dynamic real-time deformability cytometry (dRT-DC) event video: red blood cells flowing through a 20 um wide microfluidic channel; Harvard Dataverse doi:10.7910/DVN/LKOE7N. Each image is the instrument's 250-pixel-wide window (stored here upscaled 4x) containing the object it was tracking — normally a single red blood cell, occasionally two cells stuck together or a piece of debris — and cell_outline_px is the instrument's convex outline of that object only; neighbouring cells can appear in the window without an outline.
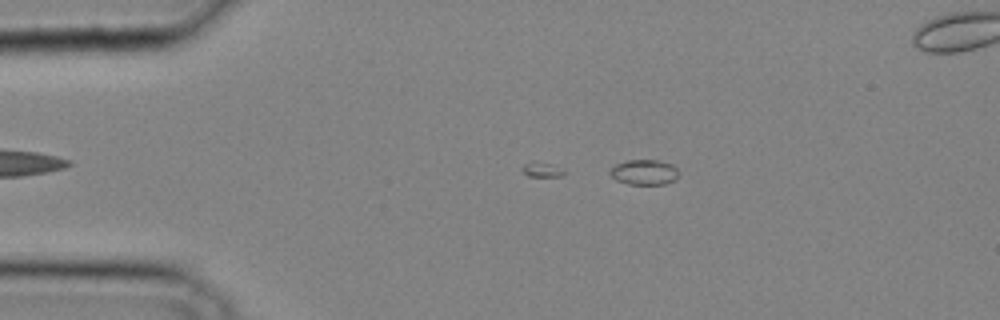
{"species": "common noctule bat (a hibernating species)", "species_latin": "Nyctalus noctula", "temperature_condition": "cold", "stored_images_in_passage": 2, "camera_frame_rate_fps": 3000, "um_per_image_px": 0.085, "animal": {"sex": "male", "body_mass_g": 20.4}, "frame": {"image": 1, "passage_image": 2, "time_ms": 0.333, "image_size_px": [1000, 320], "cell_outline_px": [[680, 172], [676, 180], [664, 184], [628, 184], [616, 180], [608, 172], [616, 164], [628, 160], [656, 160], [672, 164]], "centroid_in_image_um": [54.79, 14.64], "position_along_channel_um": 30.2, "area_um2": 10.12}}